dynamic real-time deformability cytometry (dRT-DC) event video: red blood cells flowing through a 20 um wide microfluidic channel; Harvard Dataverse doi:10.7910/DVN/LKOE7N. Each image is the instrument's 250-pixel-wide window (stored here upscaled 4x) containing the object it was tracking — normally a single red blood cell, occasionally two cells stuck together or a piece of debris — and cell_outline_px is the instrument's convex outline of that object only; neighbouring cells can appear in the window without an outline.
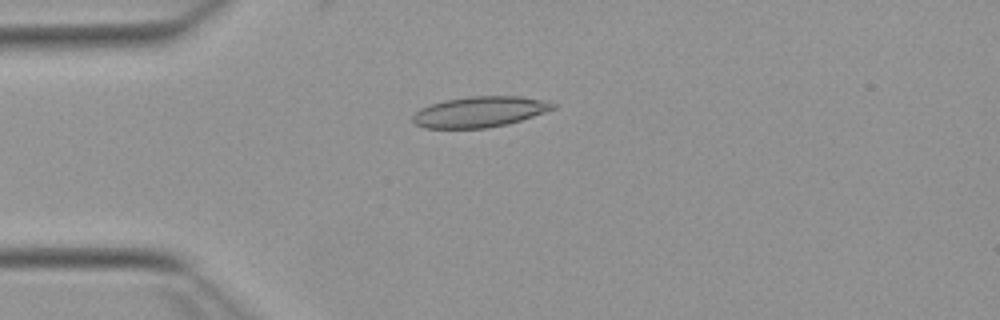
{"species": "Egyptian fruit bat (a non-hibernating species)", "species_latin": "Rousettus aegyptiacus", "temperature_condition": "warm", "stored_images_in_passage": 52, "camera_frame_rate_fps": 3000, "um_per_image_px": 0.085, "animal": {"sex": "female"}, "frame": {"image": 1, "passage_image": 13, "time_ms": 4.0, "image_size_px": [1000, 320], "cell_outline_px": [[556, 108], [508, 124], [488, 128], [424, 128], [416, 124], [412, 120], [412, 116], [420, 108], [444, 100], [468, 96], [520, 96], [548, 100], [556, 104]], "centroid_in_image_um": [40.79, 9.5], "position_along_channel_um": 44.2, "area_um2": 25.14}}
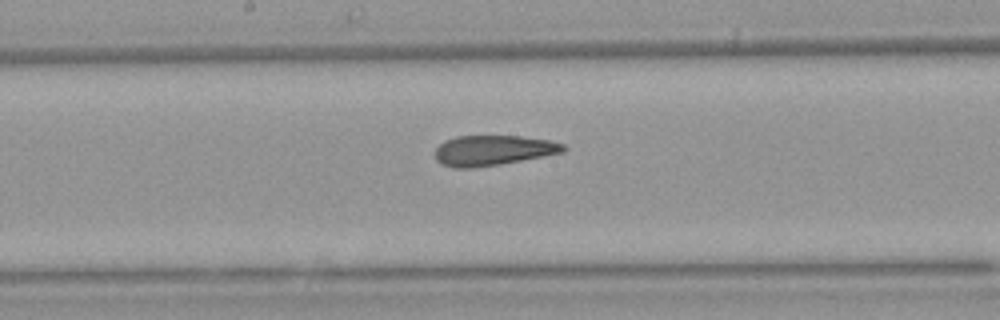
{"frame": {"image": 2, "passage_image": 27, "time_ms": 8.667, "image_size_px": [1000, 320], "cell_outline_px": [[568, 148], [564, 152], [500, 164], [472, 168], [452, 168], [440, 164], [436, 160], [436, 148], [444, 140], [456, 136], [520, 136], [548, 140], [564, 144]], "centroid_in_image_um": [41.88, 12.78], "position_along_channel_um": 206.3, "area_um2": 22.6}}
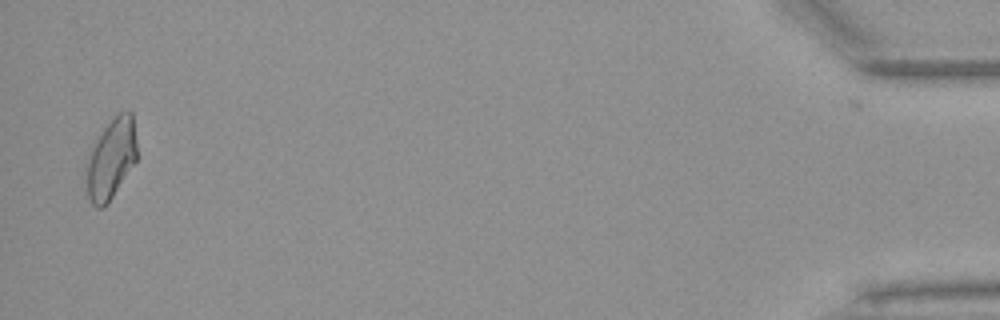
{"frame": {"image": 3, "passage_image": 51, "time_ms": 16.667, "image_size_px": [1000, 320], "cell_outline_px": [[136, 160], [108, 204], [104, 208], [96, 208], [92, 204], [88, 196], [84, 172], [92, 144], [104, 128], [120, 112], [128, 108], [132, 112], [136, 140]], "centroid_in_image_um": [9.42, 13.52], "position_along_channel_um": 425.8, "area_um2": 23.87}, "authors_computed_cell_mechanics": {"area_um2": 23.4668, "velocity_mm_per_s": 3.8816, "shape_relaxation_time_tau1_ms": null, "shape_relaxation_time_tau2_ms": 2.5029, "deformation_change_tau1": null, "deformation_change_tau2": 0.1119}}